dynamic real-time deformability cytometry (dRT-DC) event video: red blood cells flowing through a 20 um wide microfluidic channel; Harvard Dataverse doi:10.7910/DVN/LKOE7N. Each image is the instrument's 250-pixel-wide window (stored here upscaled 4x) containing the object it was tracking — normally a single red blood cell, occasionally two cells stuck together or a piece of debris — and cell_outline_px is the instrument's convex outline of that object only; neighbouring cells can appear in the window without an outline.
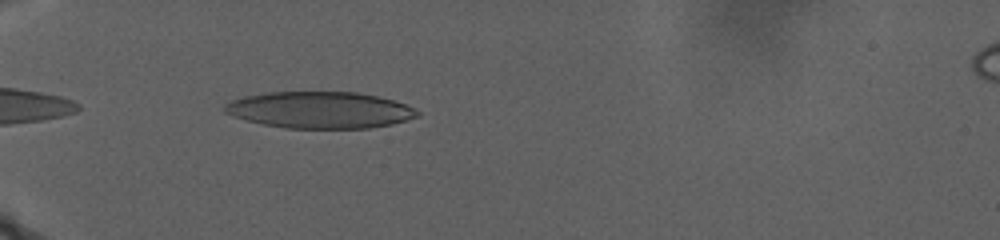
{"species": "human", "species_latin": "Homo sapiens", "temperature_condition": "warm", "stored_images_in_passage": 53, "camera_frame_rate_fps": 3000, "um_per_image_px": 0.085, "donor": {"sex": "male"}, "frame": {"image": 1, "passage_image": 3, "time_ms": 0.667, "image_size_px": [1000, 240], "cell_outline_px": [[420, 116], [392, 124], [368, 128], [284, 128], [264, 124], [248, 120], [224, 112], [224, 104], [232, 100], [244, 96], [268, 92], [356, 92], [376, 96], [392, 100], [416, 108], [420, 112]], "centroid_in_image_um": [27.21, 9.35], "position_along_channel_um": 57.8, "area_um2": 40.92}}
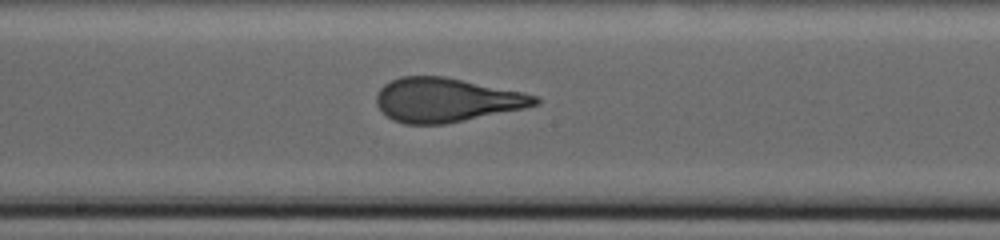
{"frame": {"image": 2, "passage_image": 17, "time_ms": 9.0, "image_size_px": [1000, 240], "cell_outline_px": [[540, 104], [524, 108], [444, 124], [404, 124], [392, 120], [376, 104], [376, 92], [384, 84], [400, 76], [444, 76], [524, 92], [536, 96], [540, 100]], "centroid_in_image_um": [37.93, 8.49], "position_along_channel_um": 210.3, "area_um2": 40.63}}
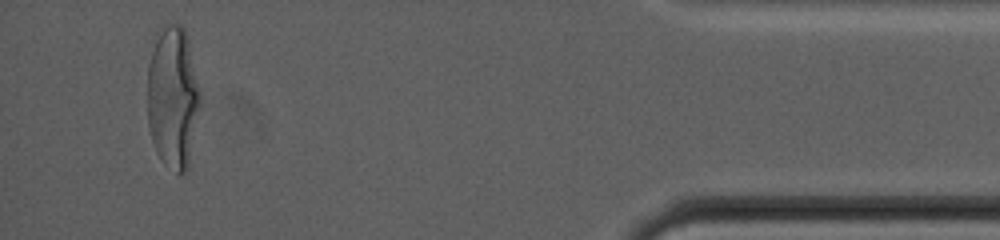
{"frame": {"image": 3, "passage_image": 49, "time_ms": 21.333, "image_size_px": [1000, 240], "cell_outline_px": [[200, 104], [188, 168], [180, 176], [164, 164], [160, 160], [156, 152], [148, 128], [148, 64], [156, 40], [164, 24], [180, 24], [184, 28], [188, 40], [200, 92]], "centroid_in_image_um": [14.69, 8.33], "position_along_channel_um": 420.5, "area_um2": 43.58}}